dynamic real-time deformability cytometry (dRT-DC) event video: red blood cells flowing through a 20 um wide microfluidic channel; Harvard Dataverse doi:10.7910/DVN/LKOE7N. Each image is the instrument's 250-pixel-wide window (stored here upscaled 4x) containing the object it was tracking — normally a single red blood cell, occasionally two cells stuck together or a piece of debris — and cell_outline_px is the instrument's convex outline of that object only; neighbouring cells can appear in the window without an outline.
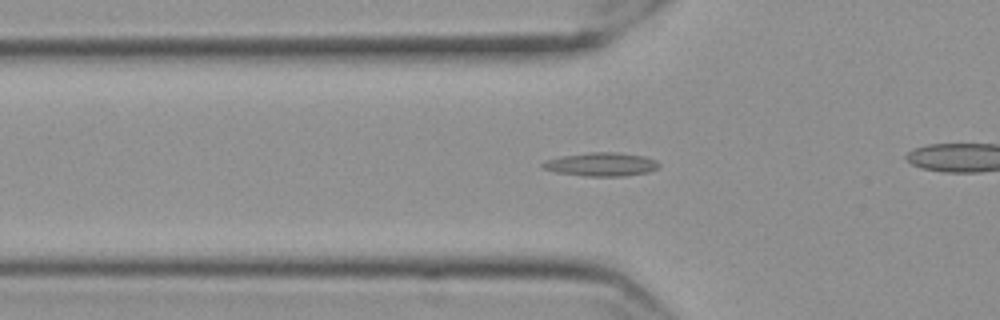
{"species": "Egyptian fruit bat (a non-hibernating species)", "species_latin": "Rousettus aegyptiacus", "temperature_condition": "cold", "stored_images_in_passage": 46, "camera_frame_rate_fps": 3000, "um_per_image_px": 0.085, "frame": {"image": 1, "passage_image": 7, "time_ms": 2.0, "image_size_px": [1000, 320], "cell_outline_px": [[660, 168], [648, 172], [624, 176], [588, 176], [556, 172], [544, 168], [540, 164], [544, 160], [564, 156], [588, 152], [616, 152], [644, 156], [656, 160], [660, 164]], "centroid_in_image_um": [51.14, 13.96], "position_along_channel_um": 74.7, "area_um2": 15.95}}
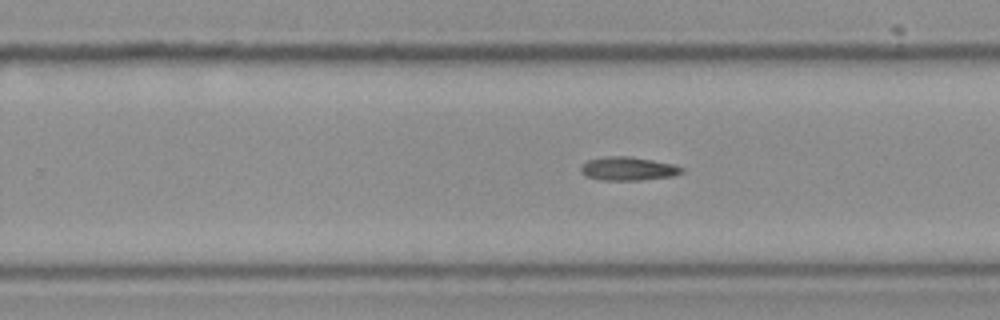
{"frame": {"image": 2, "passage_image": 24, "time_ms": 7.667, "image_size_px": [1000, 320], "cell_outline_px": [[684, 172], [672, 176], [640, 180], [600, 180], [584, 176], [580, 172], [580, 168], [588, 160], [604, 156], [628, 156], [652, 160], [672, 164], [684, 168]], "centroid_in_image_um": [53.36, 14.34], "position_along_channel_um": 276.4, "area_um2": 13.87}}
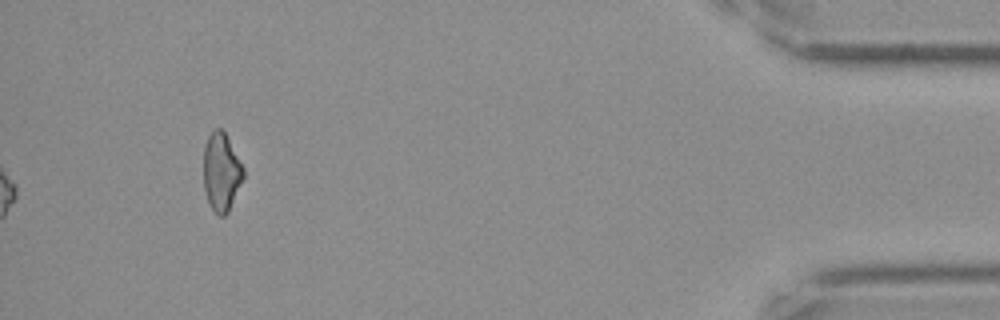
{"frame": {"image": 3, "passage_image": 46, "time_ms": 15.0, "image_size_px": [1000, 320], "cell_outline_px": [[244, 176], [228, 212], [224, 216], [220, 216], [212, 208], [208, 200], [204, 188], [204, 148], [208, 136], [216, 128], [220, 128], [224, 132], [244, 168]], "centroid_in_image_um": [18.81, 14.62], "position_along_channel_um": 416.4, "area_um2": 17.74}}